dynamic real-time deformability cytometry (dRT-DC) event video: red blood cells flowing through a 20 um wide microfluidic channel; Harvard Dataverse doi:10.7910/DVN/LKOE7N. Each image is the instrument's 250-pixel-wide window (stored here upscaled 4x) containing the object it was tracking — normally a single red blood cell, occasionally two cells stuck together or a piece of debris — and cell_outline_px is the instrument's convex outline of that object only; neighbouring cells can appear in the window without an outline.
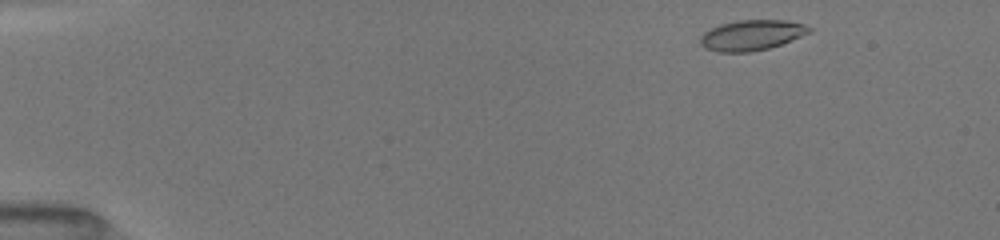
{"species": "common noctule bat (a hibernating species)", "species_latin": "Nyctalus noctula", "temperature_condition": "room temperature", "stored_images_in_passage": 22, "camera_frame_rate_fps": 3000, "um_per_image_px": 0.085, "animal": {"sex": "female", "body_mass_g": 19.5, "forearm_length_mm": 54.1}, "frame": {"image": 1, "passage_image": 1, "time_ms": 0.0, "image_size_px": [1000, 240], "cell_outline_px": [[812, 32], [780, 44], [768, 48], [748, 52], [720, 52], [704, 48], [700, 44], [700, 36], [704, 32], [720, 24], [740, 20], [784, 20], [804, 24], [812, 28]], "centroid_in_image_um": [63.88, 2.98], "position_along_channel_um": 21.1, "area_um2": 19.19}}
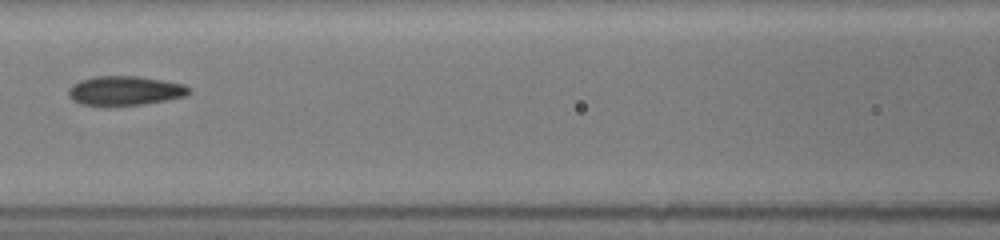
{"frame": {"image": 2, "passage_image": 12, "time_ms": 6.0, "image_size_px": [1000, 240], "cell_outline_px": [[192, 92], [184, 96], [168, 100], [144, 104], [108, 108], [104, 108], [80, 104], [72, 100], [68, 96], [68, 88], [72, 84], [80, 80], [96, 76], [140, 76], [164, 80], [184, 84], [192, 88]], "centroid_in_image_um": [10.6, 7.74], "position_along_channel_um": 156.0, "area_um2": 21.5}}
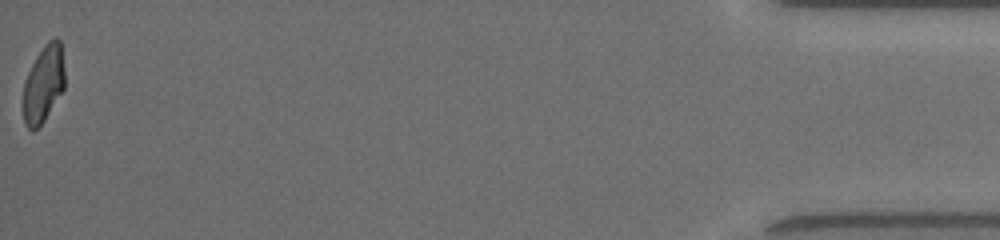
{"frame": {"image": 3, "passage_image": 22, "time_ms": 15.0, "image_size_px": [1000, 240], "cell_outline_px": [[64, 88], [44, 120], [32, 132], [24, 124], [24, 80], [36, 56], [44, 44], [48, 40], [56, 36], [60, 40], [64, 68]], "centroid_in_image_um": [3.7, 7.09], "position_along_channel_um": 431.5, "area_um2": 18.5}, "authors_computed_cell_mechanics": {"area_um2": 19.941, "velocity_mm_per_s": 4.0447, "shape_relaxation_time_tau1_ms": 3.9718, "shape_relaxation_time_tau2_ms": 4.148, "deformation_change_tau1": 0.1208, "deformation_change_tau2": 0.078}}